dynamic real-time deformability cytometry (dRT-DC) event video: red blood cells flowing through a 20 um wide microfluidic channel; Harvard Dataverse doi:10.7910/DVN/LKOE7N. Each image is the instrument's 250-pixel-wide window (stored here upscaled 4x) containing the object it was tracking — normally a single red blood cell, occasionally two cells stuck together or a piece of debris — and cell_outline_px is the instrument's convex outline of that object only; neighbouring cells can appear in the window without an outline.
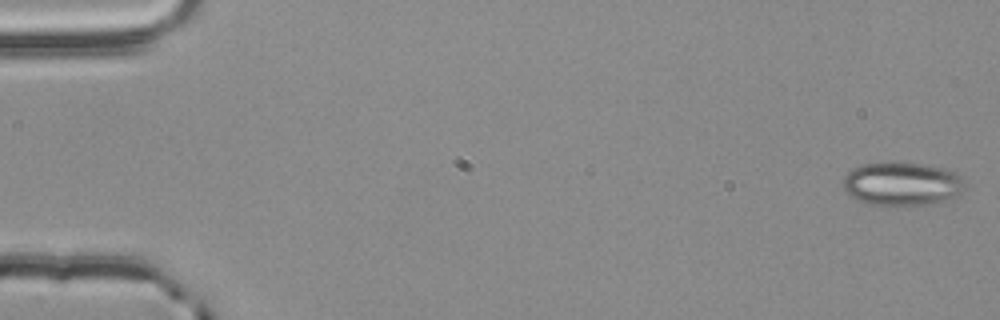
{"species": "common noctule bat (a hibernating species)", "species_latin": "Nyctalus noctula", "temperature_condition": "room temperature", "stored_images_in_passage": 55, "camera_frame_rate_fps": 3000, "um_per_image_px": 0.085, "animal": {"sex": "male", "body_mass_g": 20.4}, "frame": {"image": 1, "passage_image": 1, "time_ms": 0.0, "image_size_px": [1000, 320], "cell_outline_px": [[964, 188], [960, 192], [952, 196], [940, 200], [924, 204], [868, 204], [856, 200], [844, 188], [844, 176], [852, 168], [864, 164], [924, 164], [940, 168], [952, 172], [964, 180]], "centroid_in_image_um": [76.61, 15.63], "position_along_channel_um": 8.4, "area_um2": 29.48}}
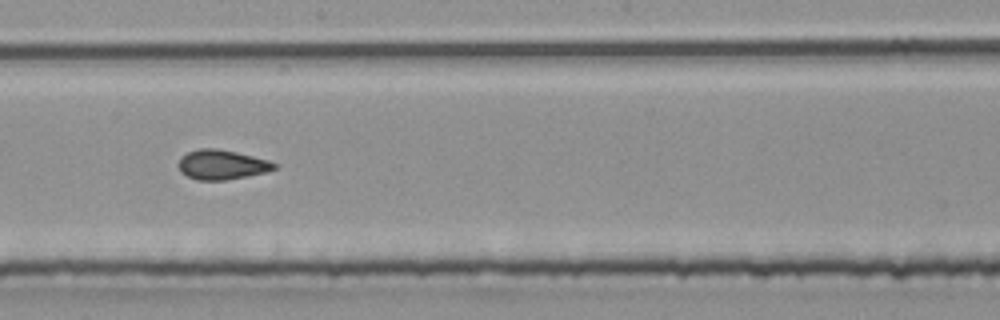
{"frame": {"image": 2, "passage_image": 31, "time_ms": 10.0, "image_size_px": [1000, 320], "cell_outline_px": [[280, 164], [276, 168], [268, 172], [224, 180], [196, 180], [180, 172], [180, 156], [188, 152], [200, 148], [216, 148], [236, 152], [268, 160]], "centroid_in_image_um": [18.88, 13.99], "position_along_channel_um": 229.3, "area_um2": 16.53}}
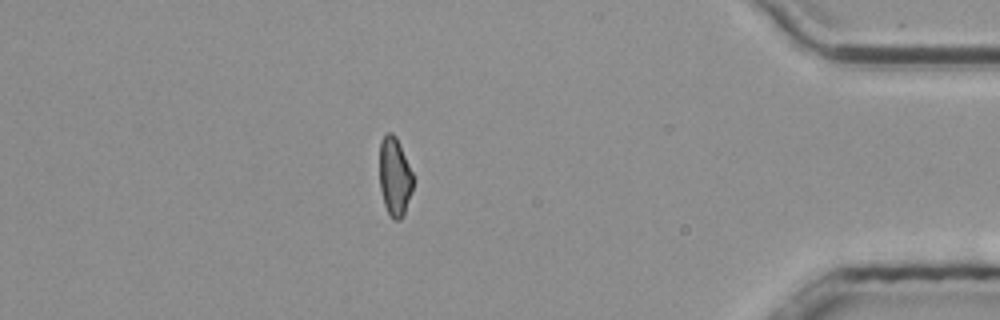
{"frame": {"image": 3, "passage_image": 48, "time_ms": 15.667, "image_size_px": [1000, 320], "cell_outline_px": [[412, 192], [404, 216], [400, 220], [392, 220], [384, 204], [380, 188], [380, 140], [388, 132], [392, 132], [396, 136], [412, 172]], "centroid_in_image_um": [33.54, 15.05], "position_along_channel_um": 401.7, "area_um2": 15.37}, "authors_computed_cell_mechanics": {"area_um2": 16.5308, "velocity_mm_per_s": 3.7922, "shape_relaxation_time_tau1_ms": null, "shape_relaxation_time_tau2_ms": 1.7175, "deformation_change_tau1": null, "deformation_change_tau2": 0.0965}}